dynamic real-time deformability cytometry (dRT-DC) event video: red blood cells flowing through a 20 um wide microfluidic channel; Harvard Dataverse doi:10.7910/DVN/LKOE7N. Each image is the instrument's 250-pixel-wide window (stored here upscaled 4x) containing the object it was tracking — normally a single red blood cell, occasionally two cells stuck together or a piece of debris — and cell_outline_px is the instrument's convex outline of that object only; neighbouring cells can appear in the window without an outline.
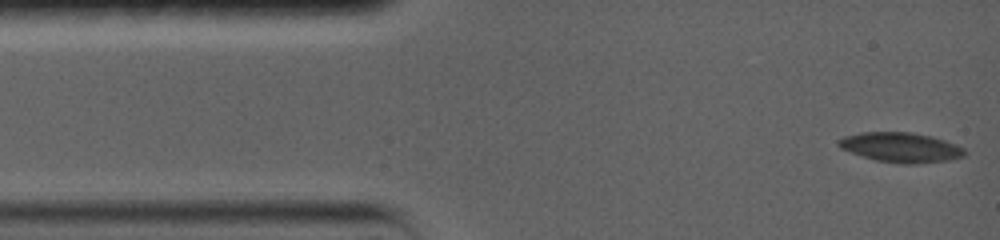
{"species": "common noctule bat (a hibernating species)", "species_latin": "Nyctalus noctula", "temperature_condition": "warm", "stored_images_in_passage": 50, "camera_frame_rate_fps": 5000, "um_per_image_px": 0.085, "animal": {"sex": "female", "body_mass_g": 19.0, "forearm_length_mm": 56.7}, "frame": {"image": 1, "passage_image": 1, "time_ms": 0.0, "image_size_px": [1000, 240], "cell_outline_px": [[964, 156], [948, 160], [916, 164], [904, 164], [876, 160], [840, 148], [836, 144], [836, 140], [844, 136], [860, 132], [912, 132], [932, 136], [956, 144], [964, 148]], "centroid_in_image_um": [76.55, 12.51], "position_along_channel_um": 8.4, "area_um2": 21.85}}
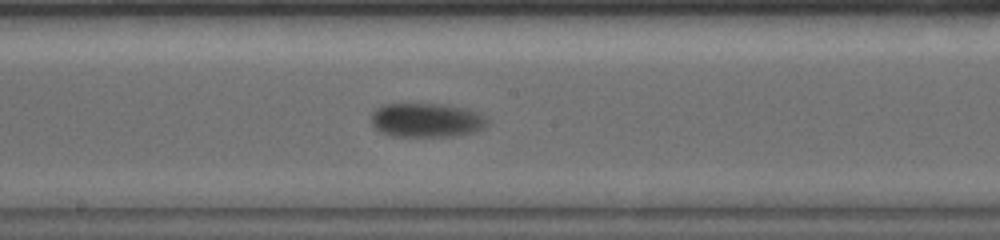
{"frame": {"image": 2, "passage_image": 29, "time_ms": 7.8, "image_size_px": [1000, 240], "cell_outline_px": [[488, 124], [484, 128], [476, 132], [452, 136], [392, 136], [380, 132], [372, 124], [372, 112], [376, 108], [384, 104], [444, 104], [464, 108], [480, 112], [488, 120]], "centroid_in_image_um": [36.28, 10.21], "position_along_channel_um": 211.9, "area_um2": 23.24}}
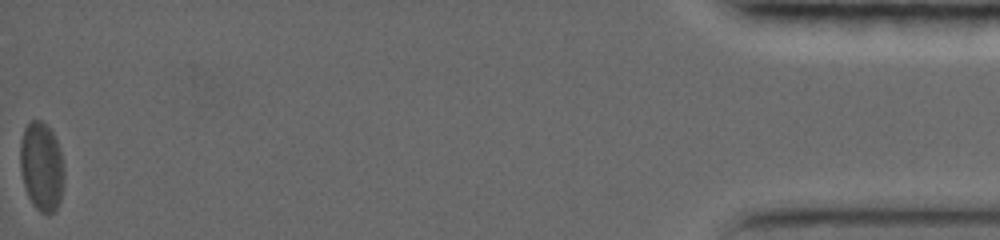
{"frame": {"image": 3, "passage_image": 50, "time_ms": 18.0, "image_size_px": [1000, 240], "cell_outline_px": [[64, 180], [60, 200], [56, 208], [48, 216], [40, 212], [32, 204], [28, 196], [24, 184], [20, 168], [20, 144], [24, 128], [32, 120], [40, 120], [52, 132], [56, 140], [60, 152], [64, 172]], "centroid_in_image_um": [3.53, 14.19], "position_along_channel_um": 431.7, "area_um2": 22.6}, "authors_computed_cell_mechanics": {"area_um2": 22.3686, "velocity_mm_per_s": 3.5506, "shape_relaxation_time_tau1_ms": 2.7683, "shape_relaxation_time_tau2_ms": null, "deformation_change_tau1": 0.0973, "deformation_change_tau2": null}}